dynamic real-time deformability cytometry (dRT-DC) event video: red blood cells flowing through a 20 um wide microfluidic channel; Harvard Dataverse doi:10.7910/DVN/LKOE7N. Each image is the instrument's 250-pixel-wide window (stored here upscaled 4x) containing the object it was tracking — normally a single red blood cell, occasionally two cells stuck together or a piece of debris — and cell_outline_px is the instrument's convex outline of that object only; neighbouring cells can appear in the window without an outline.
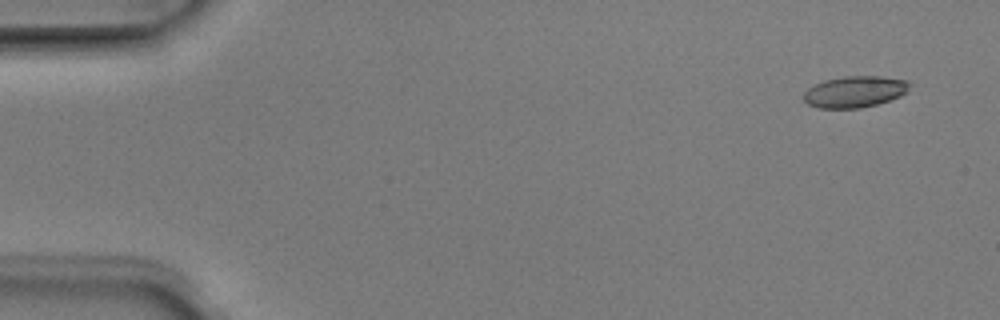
{"species": "Egyptian fruit bat (a non-hibernating species)", "species_latin": "Rousettus aegyptiacus", "temperature_condition": "room temperature", "stored_images_in_passage": 7, "camera_frame_rate_fps": 3000, "um_per_image_px": 0.085, "animal": {"sex": "male"}, "frame": {"image": 1, "passage_image": 1, "time_ms": 0.0, "image_size_px": [1000, 320], "cell_outline_px": [[908, 92], [900, 96], [876, 104], [860, 108], [820, 108], [808, 104], [804, 100], [804, 92], [808, 88], [824, 80], [844, 76], [880, 76], [908, 80]], "centroid_in_image_um": [72.65, 7.79], "position_along_channel_um": 12.3, "area_um2": 19.25}}
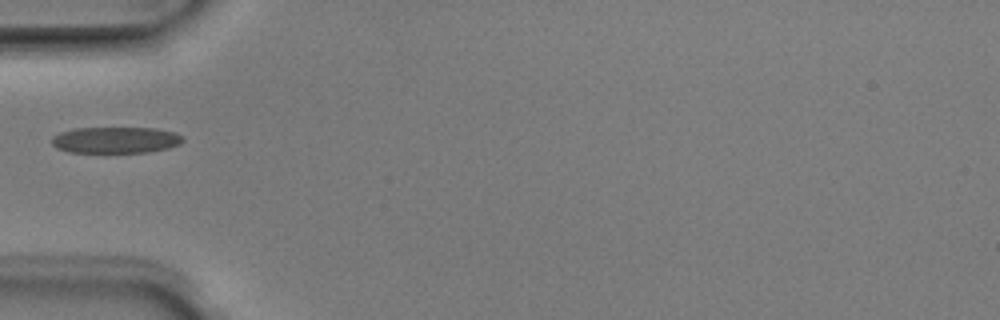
{"frame": {"image": 2, "passage_image": 5, "time_ms": 1.333, "image_size_px": [1000, 320], "cell_outline_px": [[184, 140], [180, 144], [168, 148], [148, 152], [68, 152], [56, 148], [52, 144], [52, 136], [60, 132], [72, 128], [156, 128], [176, 132], [184, 136]], "centroid_in_image_um": [9.84, 11.89], "position_along_channel_um": 75.2, "area_um2": 20.29}}
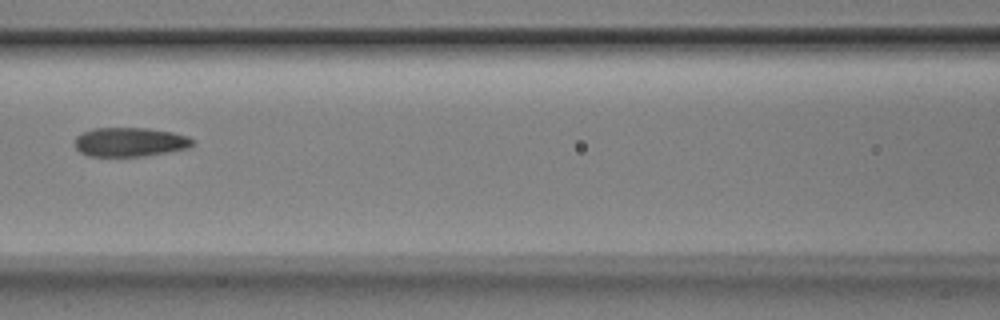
{"frame": {"image": 3, "passage_image": 7, "time_ms": 2.0, "image_size_px": [1000, 320], "cell_outline_px": [[196, 144], [188, 148], [168, 152], [144, 156], [88, 156], [80, 152], [76, 148], [76, 136], [80, 132], [92, 128], [148, 128], [172, 132], [188, 136], [196, 140]], "centroid_in_image_um": [11.07, 12.07], "position_along_channel_um": 155.5, "area_um2": 20.23}}